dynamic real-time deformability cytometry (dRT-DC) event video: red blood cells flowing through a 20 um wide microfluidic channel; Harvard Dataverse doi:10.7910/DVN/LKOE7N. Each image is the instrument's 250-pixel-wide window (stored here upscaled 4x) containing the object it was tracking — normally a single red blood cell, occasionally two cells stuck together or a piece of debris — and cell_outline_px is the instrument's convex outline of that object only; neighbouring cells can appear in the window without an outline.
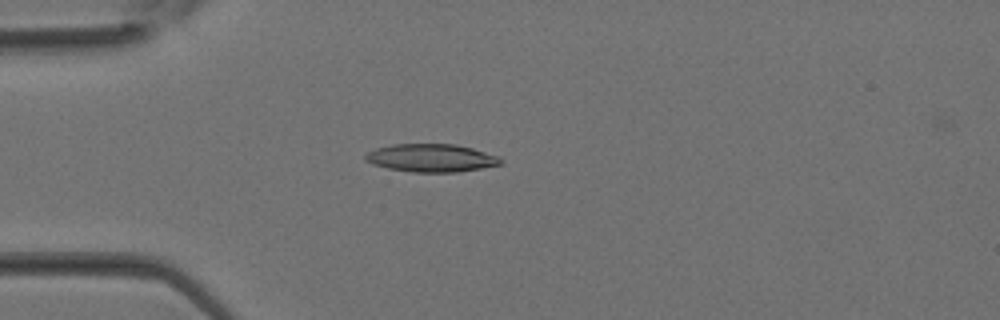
{"species": "Egyptian fruit bat (a non-hibernating species)", "species_latin": "Rousettus aegyptiacus", "temperature_condition": "room temperature", "stored_images_in_passage": 36, "camera_frame_rate_fps": 3000, "um_per_image_px": 0.085, "animal": {"sex": "female"}, "frame": {"image": 1, "passage_image": 10, "time_ms": 3.0, "image_size_px": [1000, 320], "cell_outline_px": [[504, 160], [500, 164], [480, 168], [456, 172], [412, 172], [388, 168], [372, 164], [364, 160], [364, 156], [368, 152], [376, 148], [392, 144], [456, 144], [472, 148], [500, 156]], "centroid_in_image_um": [36.65, 13.42], "position_along_channel_um": 48.4, "area_um2": 22.08}}
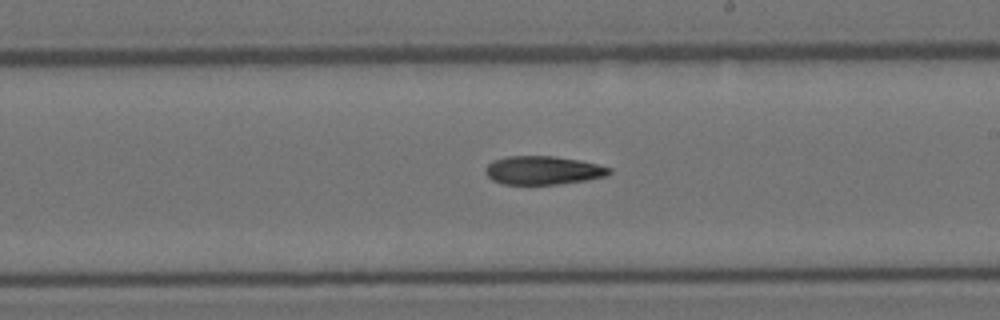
{"frame": {"image": 2, "passage_image": 21, "time_ms": 6.667, "image_size_px": [1000, 320], "cell_outline_px": [[612, 172], [608, 176], [584, 180], [556, 184], [504, 184], [492, 180], [484, 172], [484, 168], [492, 160], [508, 156], [552, 156], [580, 160], [612, 168]], "centroid_in_image_um": [46.14, 14.47], "position_along_channel_um": 242.9, "area_um2": 20.58}}
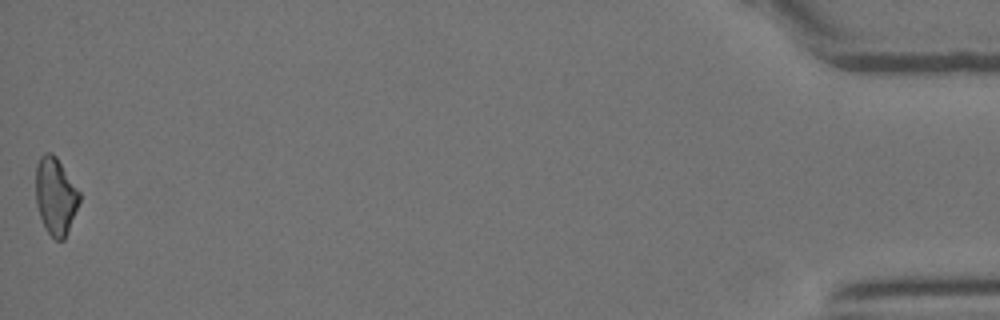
{"frame": {"image": 3, "passage_image": 36, "time_ms": 11.667, "image_size_px": [1000, 320], "cell_outline_px": [[80, 200], [64, 240], [56, 240], [48, 232], [40, 216], [36, 204], [36, 164], [40, 156], [44, 152], [52, 152], [56, 156], [80, 192]], "centroid_in_image_um": [4.71, 16.63], "position_along_channel_um": 430.5, "area_um2": 19.48}}